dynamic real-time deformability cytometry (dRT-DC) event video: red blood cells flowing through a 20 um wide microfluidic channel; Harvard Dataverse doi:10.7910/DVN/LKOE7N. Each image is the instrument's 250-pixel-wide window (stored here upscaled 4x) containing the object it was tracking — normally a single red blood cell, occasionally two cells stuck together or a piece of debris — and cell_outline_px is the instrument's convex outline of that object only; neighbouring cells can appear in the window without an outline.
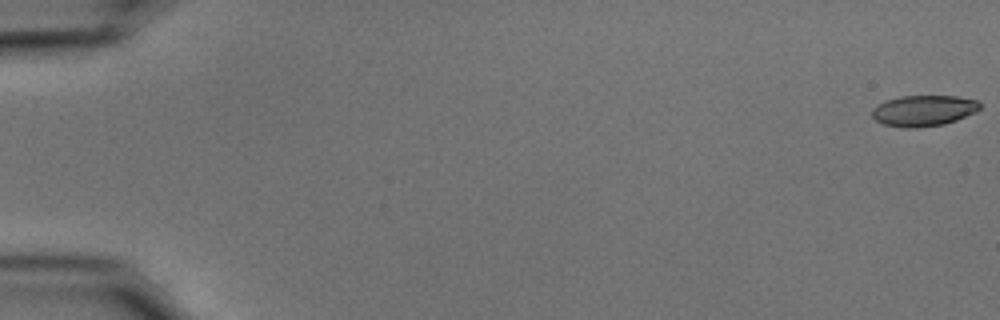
{"species": "common noctule bat (a hibernating species)", "species_latin": "Nyctalus noctula", "temperature_condition": "cold", "stored_images_in_passage": 55, "camera_frame_rate_fps": 3000, "um_per_image_px": 0.085, "animal": {"sex": "male", "body_mass_g": 15.6}, "frame": {"image": 1, "passage_image": 1, "time_ms": 0.0, "image_size_px": [1000, 320], "cell_outline_px": [[980, 108], [976, 112], [956, 120], [944, 124], [916, 128], [904, 128], [884, 124], [876, 120], [872, 116], [872, 108], [888, 100], [900, 96], [956, 96], [980, 100]], "centroid_in_image_um": [78.54, 9.4], "position_along_channel_um": 6.5, "area_um2": 19.42}}
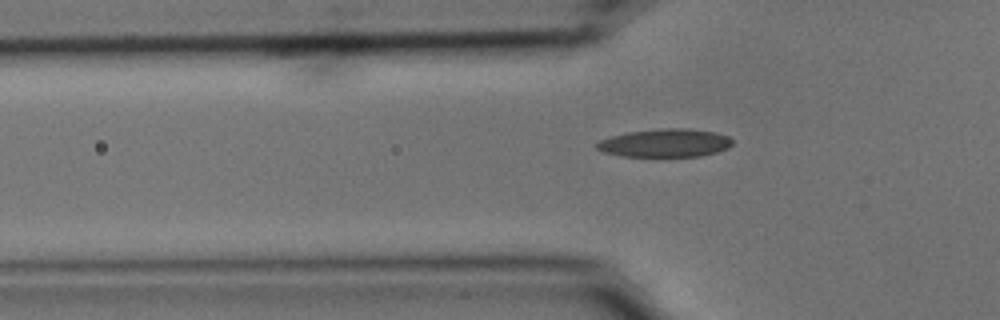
{"frame": {"image": 2, "passage_image": 19, "time_ms": 6.0, "image_size_px": [1000, 320], "cell_outline_px": [[732, 144], [728, 148], [716, 152], [700, 156], [624, 156], [604, 152], [596, 148], [596, 144], [600, 140], [612, 136], [628, 132], [664, 128], [688, 128], [716, 132], [728, 136], [732, 140]], "centroid_in_image_um": [56.56, 12.14], "position_along_channel_um": 69.2, "area_um2": 22.14}}
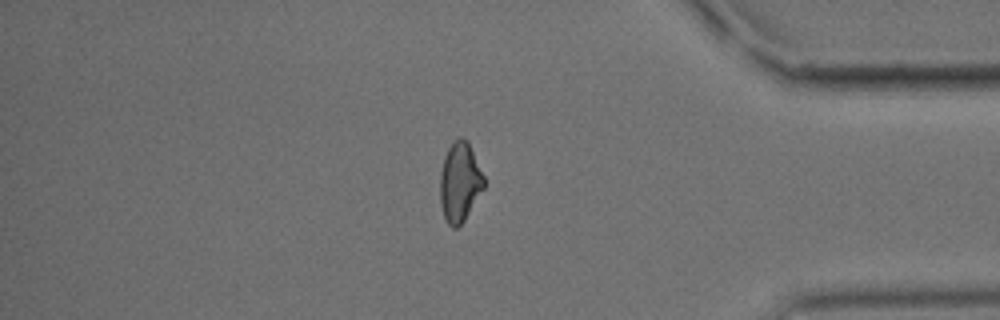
{"frame": {"image": 3, "passage_image": 47, "time_ms": 15.333, "image_size_px": [1000, 320], "cell_outline_px": [[484, 188], [464, 220], [456, 228], [452, 228], [448, 224], [444, 216], [440, 204], [440, 172], [444, 156], [452, 140], [460, 136], [468, 140], [484, 176]], "centroid_in_image_um": [39.07, 15.44], "position_along_channel_um": 396.1, "area_um2": 20.46}, "authors_computed_cell_mechanics": {"area_um2": 20.6346, "velocity_mm_per_s": 3.7458, "shape_relaxation_time_tau1_ms": 5.5725, "shape_relaxation_time_tau2_ms": 3.6818, "deformation_change_tau1": 0.1507, "deformation_change_tau2": 0.098}}